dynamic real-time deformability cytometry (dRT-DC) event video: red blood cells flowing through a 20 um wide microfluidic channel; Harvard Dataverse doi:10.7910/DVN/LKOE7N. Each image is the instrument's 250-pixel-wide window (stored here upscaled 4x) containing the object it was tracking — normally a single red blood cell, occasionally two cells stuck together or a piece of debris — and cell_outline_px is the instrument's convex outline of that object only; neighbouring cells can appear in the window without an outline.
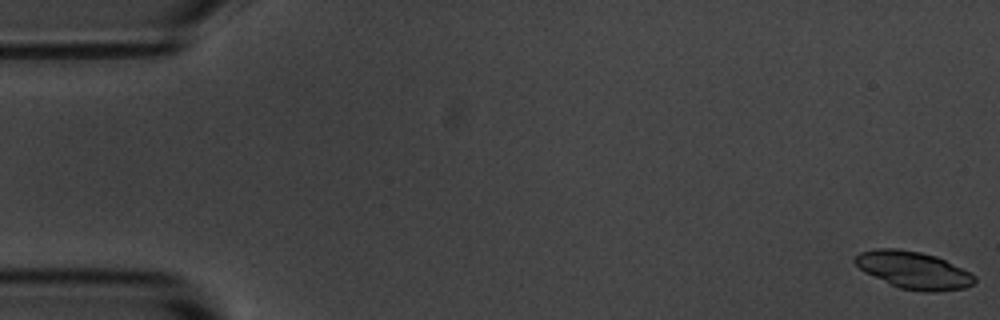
{"species": "common noctule bat (a hibernating species)", "species_latin": "Nyctalus noctula", "temperature_condition": "room temperature", "stored_images_in_passage": 3, "camera_frame_rate_fps": 3000, "um_per_image_px": 0.085, "animal": {"sex": "male", "body_mass_g": 20.1, "forearm_length_mm": 53.5}, "frame": {"image": 1, "passage_image": 1, "time_ms": 0.0, "image_size_px": [1000, 320], "cell_outline_px": [[976, 280], [972, 284], [964, 288], [936, 292], [924, 292], [900, 288], [864, 272], [852, 260], [860, 252], [876, 248], [896, 248], [920, 252], [936, 256], [976, 276]], "centroid_in_image_um": [77.62, 22.96], "position_along_channel_um": 7.4, "area_um2": 25.72}}